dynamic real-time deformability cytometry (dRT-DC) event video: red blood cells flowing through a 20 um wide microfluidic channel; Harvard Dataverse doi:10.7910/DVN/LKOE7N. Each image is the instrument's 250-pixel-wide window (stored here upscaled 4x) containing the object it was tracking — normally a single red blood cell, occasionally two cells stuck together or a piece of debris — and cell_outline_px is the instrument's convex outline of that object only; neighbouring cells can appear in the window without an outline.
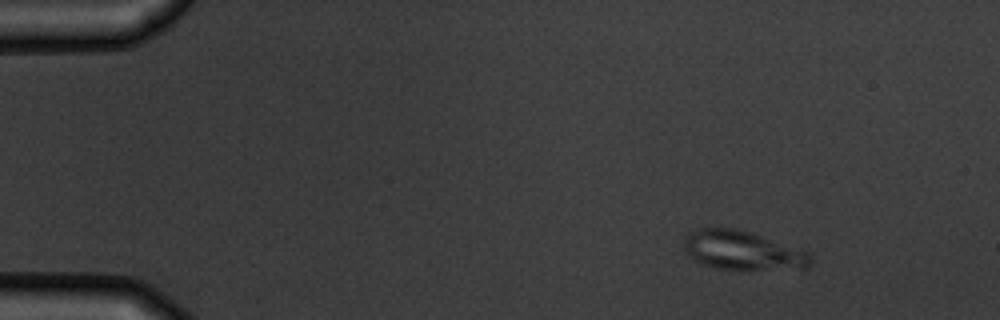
{"species": "common noctule bat (a hibernating species)", "species_latin": "Nyctalus noctula", "temperature_condition": "warm", "stored_images_in_passage": 9, "camera_frame_rate_fps": 3000, "um_per_image_px": 0.085, "animal": {"sex": "male", "body_mass_g": 19.5, "forearm_length_mm": 54.6}, "frame": {"image": 1, "passage_image": 3, "time_ms": 2.333, "image_size_px": [1000, 320], "cell_outline_px": [[812, 260], [808, 268], [744, 272], [740, 272], [716, 268], [700, 264], [692, 260], [684, 252], [684, 236], [688, 232], [700, 228], [736, 228], [752, 232], [808, 252]], "centroid_in_image_um": [63.08, 21.34], "position_along_channel_um": 21.9, "area_um2": 29.94}}